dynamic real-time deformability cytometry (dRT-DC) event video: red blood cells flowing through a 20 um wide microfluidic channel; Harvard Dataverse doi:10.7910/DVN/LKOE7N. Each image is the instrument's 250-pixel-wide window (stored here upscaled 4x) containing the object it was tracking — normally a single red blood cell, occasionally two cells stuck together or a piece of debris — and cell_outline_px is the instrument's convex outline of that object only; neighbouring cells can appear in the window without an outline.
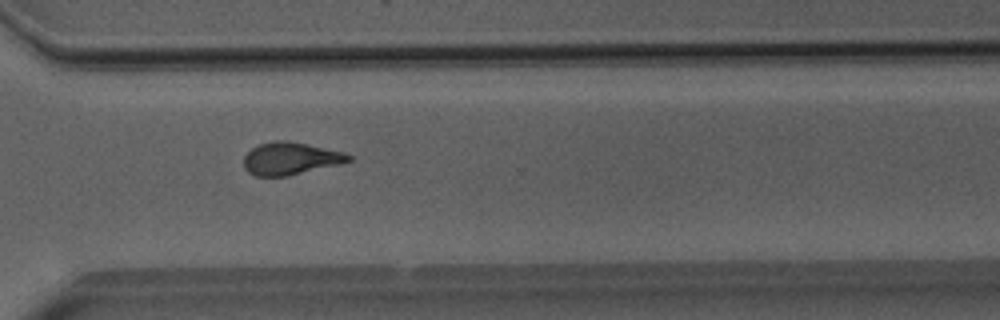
{"species": "Egyptian fruit bat (a non-hibernating species)", "species_latin": "Rousettus aegyptiacus", "temperature_condition": "room temperature", "stored_images_in_passage": 33, "camera_frame_rate_fps": 3000, "um_per_image_px": 0.085, "animal": {"sex": "male"}, "frame": {"image": 1, "passage_image": 24, "time_ms": 7.667, "image_size_px": [1000, 320], "cell_outline_px": [[352, 160], [340, 164], [288, 176], [256, 176], [248, 172], [244, 168], [244, 156], [252, 148], [260, 144], [272, 140], [284, 140], [344, 152], [352, 156]], "centroid_in_image_um": [24.67, 13.48], "position_along_channel_um": 345.9, "area_um2": 19.71}}
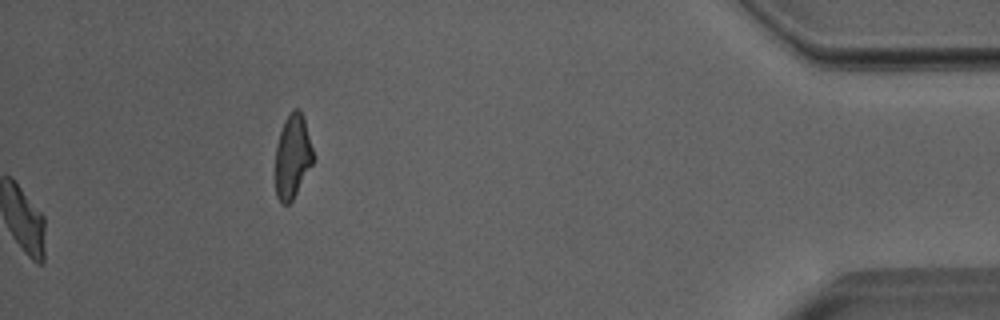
{"frame": {"image": 2, "passage_image": 33, "time_ms": 10.667, "image_size_px": [1000, 320], "cell_outline_px": [[312, 164], [292, 200], [288, 204], [280, 204], [276, 196], [276, 144], [284, 120], [292, 108], [300, 108], [304, 116], [312, 148]], "centroid_in_image_um": [24.85, 13.25], "position_along_channel_um": 410.4, "area_um2": 18.38}, "authors_computed_cell_mechanics": {"area_um2": 19.7676, "velocity_mm_per_s": 4.0211, "shape_relaxation_time_tau1_ms": null, "shape_relaxation_time_tau2_ms": 2.3721, "deformation_change_tau1": null, "deformation_change_tau2": 0.1186}}